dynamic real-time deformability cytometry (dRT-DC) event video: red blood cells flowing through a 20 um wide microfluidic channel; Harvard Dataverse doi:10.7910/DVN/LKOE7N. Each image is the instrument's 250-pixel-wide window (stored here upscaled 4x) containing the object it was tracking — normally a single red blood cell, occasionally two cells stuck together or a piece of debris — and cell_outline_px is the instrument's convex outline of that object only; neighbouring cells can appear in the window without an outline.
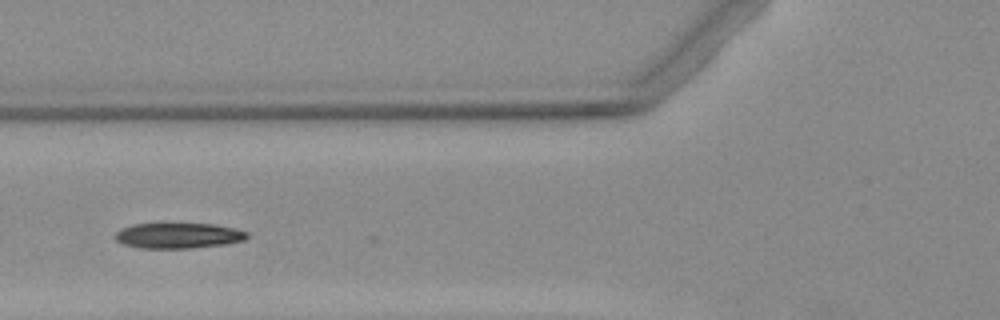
{"species": "Egyptian fruit bat (a non-hibernating species)", "species_latin": "Rousettus aegyptiacus", "temperature_condition": "warm", "stored_images_in_passage": 5, "camera_frame_rate_fps": 3000, "um_per_image_px": 0.085, "animal": {"sex": "female"}, "frame": {"image": 1, "passage_image": 2, "time_ms": 1.333, "image_size_px": [1000, 320], "cell_outline_px": [[248, 236], [244, 240], [224, 244], [192, 248], [140, 248], [124, 244], [116, 240], [116, 232], [120, 228], [132, 224], [212, 224], [232, 228], [248, 232]], "centroid_in_image_um": [15.13, 20.03], "position_along_channel_um": 110.7, "area_um2": 19.36}}
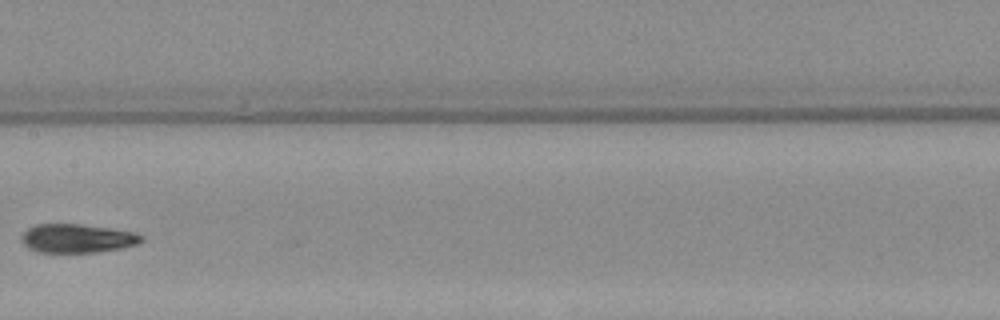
{"frame": {"image": 2, "passage_image": 4, "time_ms": 3.667, "image_size_px": [1000, 320], "cell_outline_px": [[144, 240], [136, 244], [120, 248], [96, 252], [40, 252], [28, 248], [24, 244], [24, 232], [28, 228], [36, 224], [80, 224], [112, 228], [136, 232]], "centroid_in_image_um": [6.59, 20.25], "position_along_channel_um": 200.8, "area_um2": 19.83}}
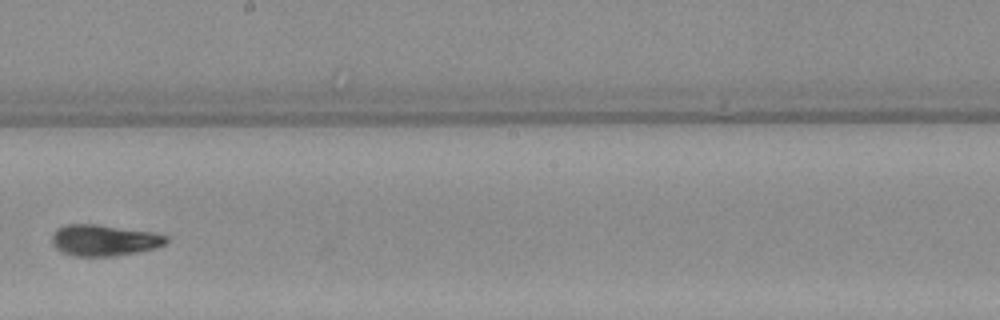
{"frame": {"image": 3, "passage_image": 5, "time_ms": 4.667, "image_size_px": [1000, 320], "cell_outline_px": [[168, 240], [164, 244], [156, 248], [136, 252], [112, 256], [72, 256], [60, 252], [52, 244], [52, 236], [64, 224], [96, 224], [152, 232], [168, 236]], "centroid_in_image_um": [8.84, 20.43], "position_along_channel_um": 239.4, "area_um2": 20.69}}